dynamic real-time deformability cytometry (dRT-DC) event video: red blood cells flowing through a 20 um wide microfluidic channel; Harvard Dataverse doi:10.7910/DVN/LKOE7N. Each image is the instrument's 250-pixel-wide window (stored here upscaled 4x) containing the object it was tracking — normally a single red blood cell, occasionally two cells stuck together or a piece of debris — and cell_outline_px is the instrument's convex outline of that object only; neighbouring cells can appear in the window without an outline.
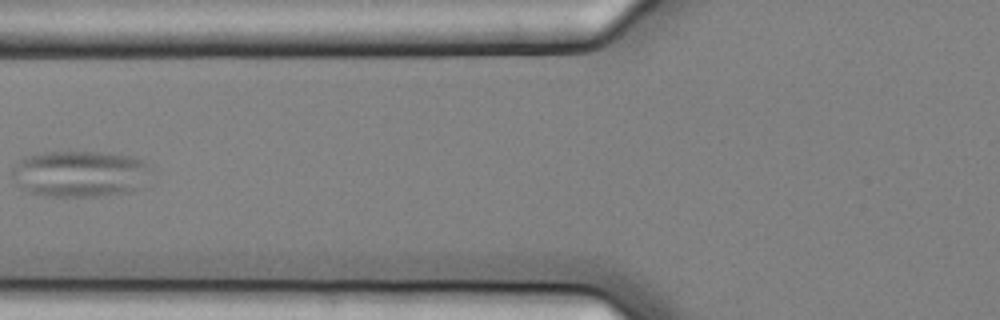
{"species": "common noctule bat (a hibernating species)", "species_latin": "Nyctalus noctula", "temperature_condition": "cold", "stored_images_in_passage": 5, "camera_frame_rate_fps": 3000, "um_per_image_px": 0.085, "animal": {"sex": "female", "body_mass_g": 25.1}, "frame": {"image": 1, "passage_image": 2, "time_ms": 0.333, "image_size_px": [1000, 320], "cell_outline_px": [[152, 168], [136, 188], [128, 192], [96, 196], [44, 196], [24, 192], [12, 176], [12, 168], [24, 156], [44, 152], [92, 152], [132, 156], [144, 160], [152, 164]], "centroid_in_image_um": [6.74, 14.76], "position_along_channel_um": 119.1, "area_um2": 37.45}}
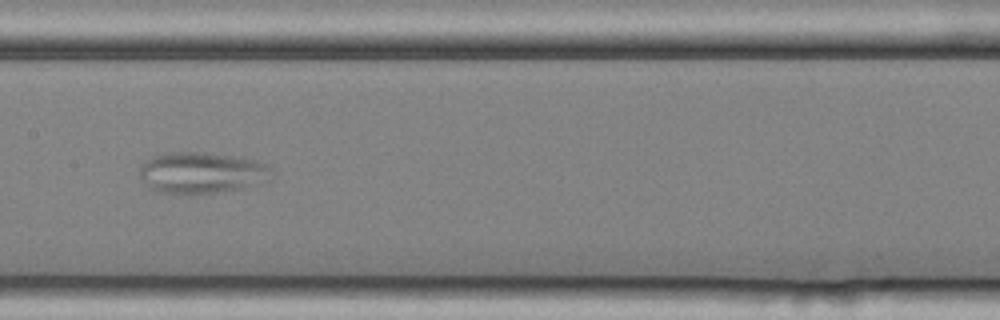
{"frame": {"image": 2, "passage_image": 4, "time_ms": 1.0, "image_size_px": [1000, 320], "cell_outline_px": [[272, 180], [268, 184], [216, 192], [188, 196], [156, 192], [144, 184], [140, 176], [140, 168], [148, 156], [160, 152], [212, 152], [236, 156], [256, 160], [272, 168]], "centroid_in_image_um": [17.15, 14.69], "position_along_channel_um": 190.2, "area_um2": 33.18}}
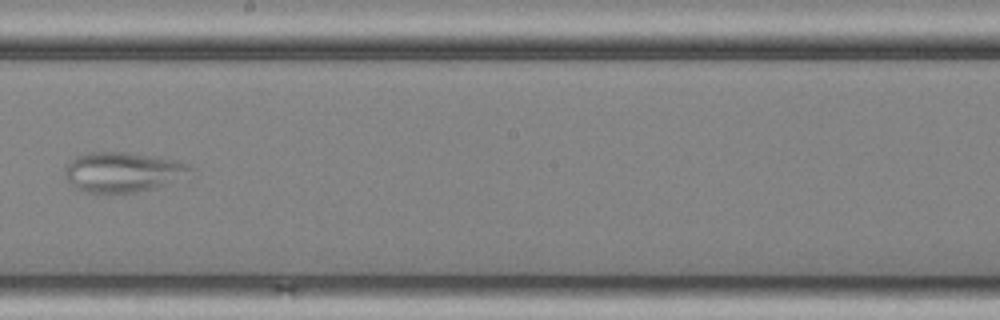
{"frame": {"image": 3, "passage_image": 5, "time_ms": 1.333, "image_size_px": [1000, 320], "cell_outline_px": [[196, 176], [160, 188], [136, 192], [84, 192], [76, 188], [64, 176], [64, 168], [76, 156], [88, 152], [124, 152], [172, 160], [196, 168]], "centroid_in_image_um": [10.56, 14.65], "position_along_channel_um": 237.6, "area_um2": 29.71}}